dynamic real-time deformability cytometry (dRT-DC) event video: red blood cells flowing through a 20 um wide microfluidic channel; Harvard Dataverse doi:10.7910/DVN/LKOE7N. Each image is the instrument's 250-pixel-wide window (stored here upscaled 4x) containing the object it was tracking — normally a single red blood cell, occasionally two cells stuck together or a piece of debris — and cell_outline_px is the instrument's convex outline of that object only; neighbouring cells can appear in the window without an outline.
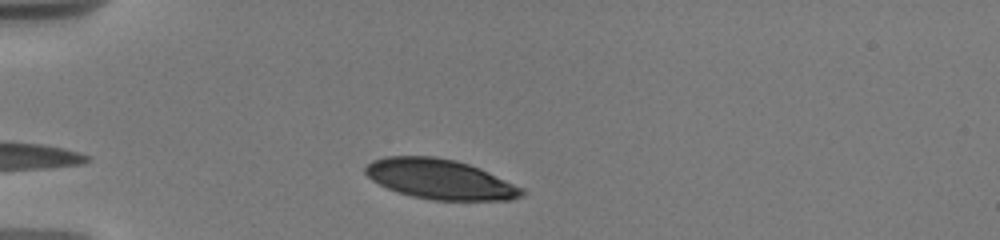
{"species": "human", "species_latin": "Homo sapiens", "temperature_condition": "warm", "stored_images_in_passage": 8, "camera_frame_rate_fps": 3000, "um_per_image_px": 0.085, "donor": {"sex": "male"}, "frame": {"image": 1, "passage_image": 3, "time_ms": 0.667, "image_size_px": [1000, 240], "cell_outline_px": [[528, 192], [524, 196], [512, 200], [432, 200], [412, 196], [388, 188], [372, 180], [364, 172], [364, 168], [372, 160], [388, 156], [436, 156], [456, 160], [480, 168], [524, 188]], "centroid_in_image_um": [37.45, 15.23], "position_along_channel_um": 47.5, "area_um2": 36.53}}
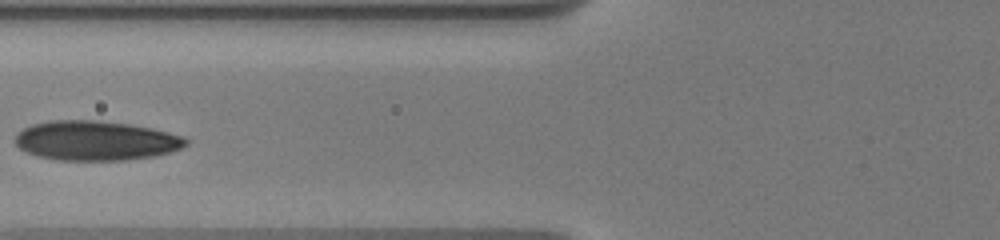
{"frame": {"image": 2, "passage_image": 6, "time_ms": 3.333, "image_size_px": [1000, 240], "cell_outline_px": [[188, 144], [180, 148], [156, 156], [128, 160], [56, 160], [36, 156], [20, 148], [16, 144], [16, 132], [32, 124], [48, 120], [100, 120], [132, 124], [152, 128], [184, 136], [188, 140]], "centroid_in_image_um": [8.14, 11.95], "position_along_channel_um": 117.7, "area_um2": 39.71}}
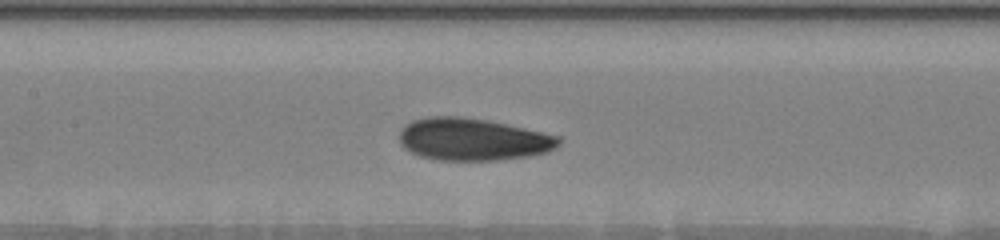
{"frame": {"image": 3, "passage_image": 8, "time_ms": 4.667, "image_size_px": [1000, 240], "cell_outline_px": [[560, 144], [556, 148], [548, 152], [528, 156], [496, 160], [440, 160], [420, 156], [404, 148], [400, 144], [400, 128], [404, 124], [412, 120], [428, 116], [460, 116], [484, 120], [524, 128], [560, 136]], "centroid_in_image_um": [40.16, 11.84], "position_along_channel_um": 167.2, "area_um2": 39.25}}